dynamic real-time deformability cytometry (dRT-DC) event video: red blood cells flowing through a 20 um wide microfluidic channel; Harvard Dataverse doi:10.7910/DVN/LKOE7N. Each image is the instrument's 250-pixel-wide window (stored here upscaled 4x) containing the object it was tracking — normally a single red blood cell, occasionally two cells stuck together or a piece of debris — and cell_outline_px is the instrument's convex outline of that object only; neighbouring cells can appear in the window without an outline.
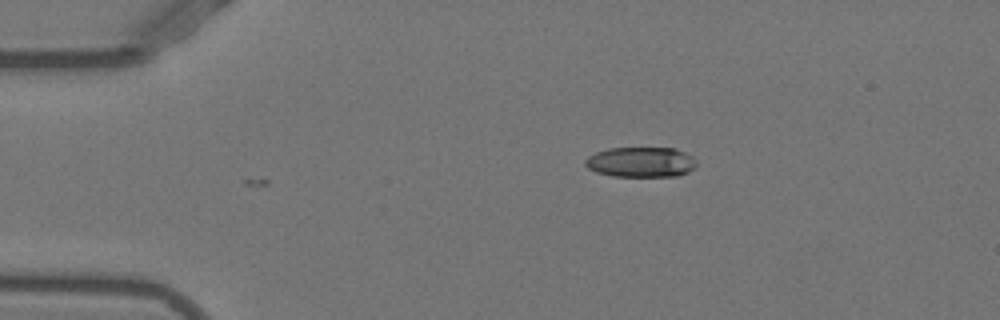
{"species": "Egyptian fruit bat (a non-hibernating species)", "species_latin": "Rousettus aegyptiacus", "temperature_condition": "warm", "stored_images_in_passage": 7, "camera_frame_rate_fps": 3000, "um_per_image_px": 0.085, "animal": {"sex": "female"}, "frame": {"image": 1, "passage_image": 7, "time_ms": 2.0, "image_size_px": [1000, 320], "cell_outline_px": [[696, 164], [688, 172], [676, 176], [612, 176], [596, 172], [588, 168], [584, 164], [584, 160], [588, 156], [596, 152], [608, 148], [676, 148], [692, 156], [696, 160]], "centroid_in_image_um": [54.45, 13.77], "position_along_channel_um": 30.5, "area_um2": 19.59}}